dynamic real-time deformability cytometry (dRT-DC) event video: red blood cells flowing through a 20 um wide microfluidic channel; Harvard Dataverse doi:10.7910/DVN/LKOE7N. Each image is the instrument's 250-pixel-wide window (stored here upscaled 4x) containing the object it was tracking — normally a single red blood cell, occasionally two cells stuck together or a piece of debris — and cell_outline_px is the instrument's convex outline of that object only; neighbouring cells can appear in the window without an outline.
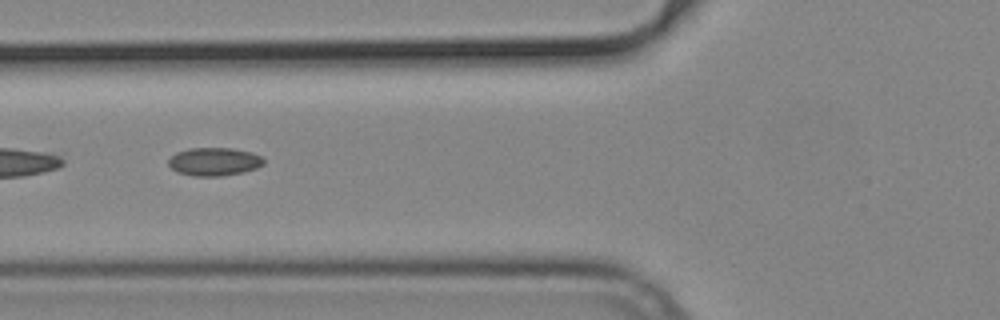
{"species": "common noctule bat (a hibernating species)", "species_latin": "Nyctalus noctula", "temperature_condition": "cold", "stored_images_in_passage": 49, "camera_frame_rate_fps": 3000, "um_per_image_px": 0.085, "animal": {"sex": "male", "body_mass_g": 19.2, "forearm_length_mm": 51.8}, "frame": {"image": 1, "passage_image": 16, "time_ms": 5.0, "image_size_px": [1000, 320], "cell_outline_px": [[264, 164], [256, 168], [244, 172], [220, 176], [192, 176], [176, 172], [168, 164], [168, 160], [176, 152], [188, 148], [232, 148], [252, 152], [260, 156], [264, 160]], "centroid_in_image_um": [18.19, 13.74], "position_along_channel_um": 107.6, "area_um2": 15.72}}
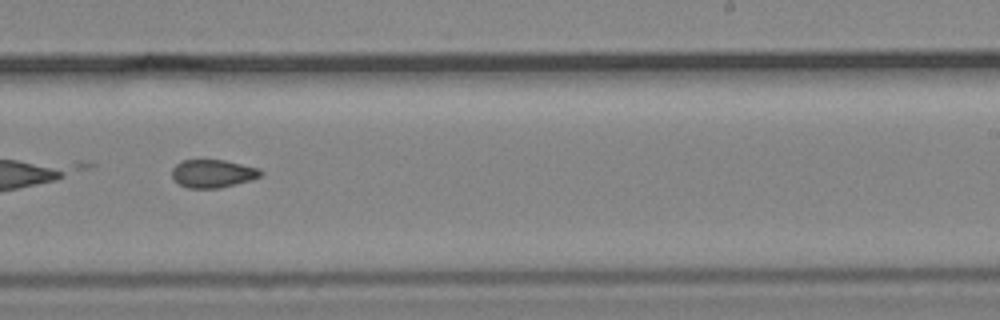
{"frame": {"image": 2, "passage_image": 29, "time_ms": 9.333, "image_size_px": [1000, 320], "cell_outline_px": [[264, 172], [260, 176], [252, 180], [220, 188], [188, 188], [180, 184], [172, 176], [172, 168], [180, 160], [224, 160], [260, 168]], "centroid_in_image_um": [18.11, 14.75], "position_along_channel_um": 270.9, "area_um2": 14.57}}
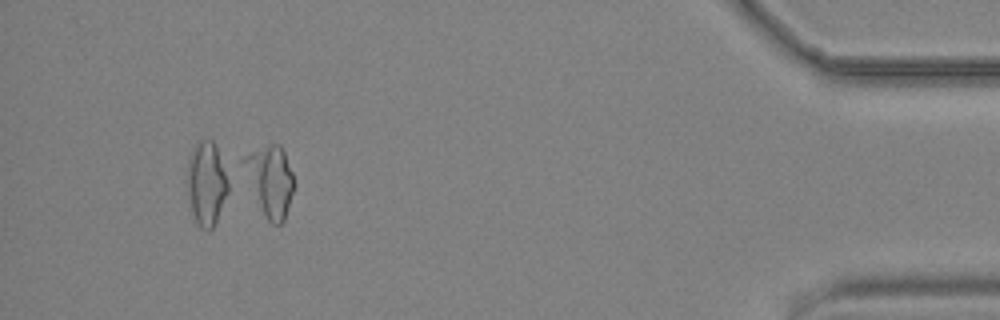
{"frame": {"image": 3, "passage_image": 45, "time_ms": 14.667, "image_size_px": [1000, 320], "cell_outline_px": [[296, 184], [284, 220], [280, 224], [272, 224], [268, 220], [260, 204], [240, 160], [252, 152], [272, 144], [280, 144], [284, 152], [292, 172]], "centroid_in_image_um": [23.03, 15.35], "position_along_channel_um": 412.2, "area_um2": 19.83}, "authors_computed_cell_mechanics": {"area_um2": 15.7216, "velocity_mm_per_s": 3.7746, "shape_relaxation_time_tau1_ms": null, "shape_relaxation_time_tau2_ms": 2.8129, "deformation_change_tau1": null, "deformation_change_tau2": 0.0738}}